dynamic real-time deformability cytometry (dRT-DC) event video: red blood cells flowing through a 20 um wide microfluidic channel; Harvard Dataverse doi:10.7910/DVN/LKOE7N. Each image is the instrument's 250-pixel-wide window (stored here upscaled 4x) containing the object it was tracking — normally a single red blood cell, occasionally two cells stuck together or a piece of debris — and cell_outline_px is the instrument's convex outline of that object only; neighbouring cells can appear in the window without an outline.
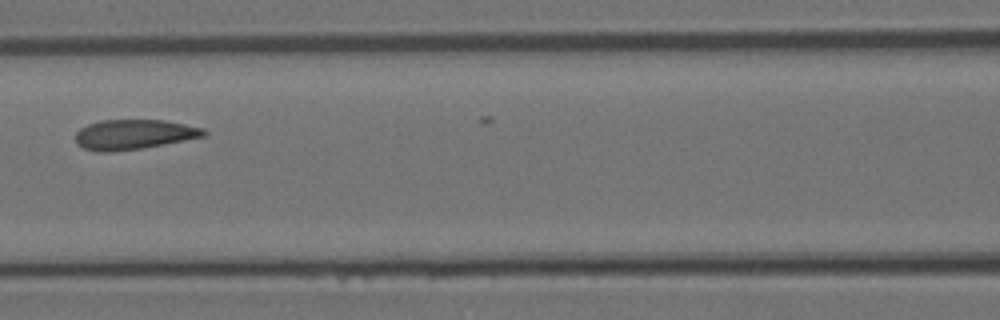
{"species": "Egyptian fruit bat (a non-hibernating species)", "species_latin": "Rousettus aegyptiacus", "temperature_condition": "room temperature", "stored_images_in_passage": 6, "camera_frame_rate_fps": 3000, "um_per_image_px": 0.085, "animal": {"sex": "female"}, "frame": {"image": 1, "passage_image": 5, "time_ms": 1.333, "image_size_px": [1000, 320], "cell_outline_px": [[208, 132], [204, 136], [164, 144], [140, 148], [112, 152], [96, 152], [84, 148], [76, 144], [76, 132], [80, 128], [88, 124], [100, 120], [164, 120], [204, 128]], "centroid_in_image_um": [11.35, 11.43], "position_along_channel_um": 155.3, "area_um2": 22.31}}
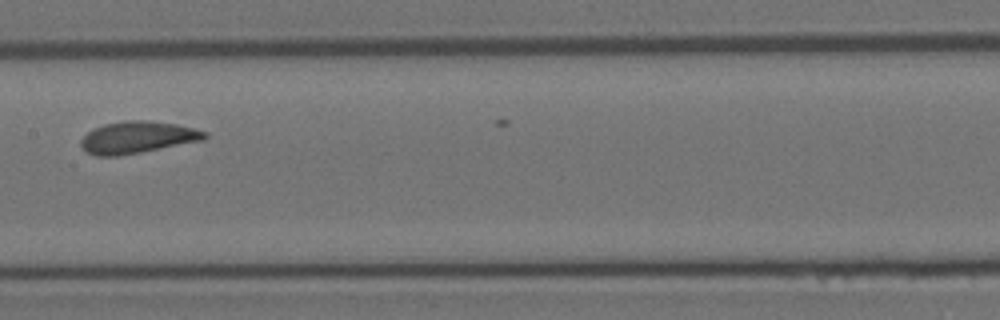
{"frame": {"image": 2, "passage_image": 6, "time_ms": 1.667, "image_size_px": [1000, 320], "cell_outline_px": [[208, 136], [204, 140], [140, 152], [116, 156], [96, 156], [88, 152], [80, 144], [80, 140], [88, 132], [104, 124], [128, 120], [152, 120], [192, 128], [208, 132]], "centroid_in_image_um": [11.69, 11.67], "position_along_channel_um": 195.7, "area_um2": 22.72}}